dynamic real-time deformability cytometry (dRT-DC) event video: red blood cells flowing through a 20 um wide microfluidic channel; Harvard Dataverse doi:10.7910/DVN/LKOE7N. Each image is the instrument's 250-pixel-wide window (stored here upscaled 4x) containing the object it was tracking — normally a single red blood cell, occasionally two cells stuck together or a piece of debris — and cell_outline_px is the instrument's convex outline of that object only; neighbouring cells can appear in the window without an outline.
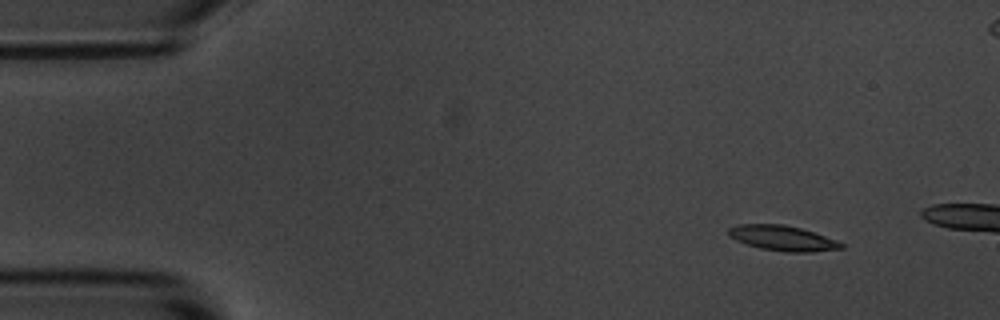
{"species": "common noctule bat (a hibernating species)", "species_latin": "Nyctalus noctula", "temperature_condition": "room temperature", "stored_images_in_passage": 13, "camera_frame_rate_fps": 3000, "um_per_image_px": 0.085, "animal": {"sex": "male", "body_mass_g": 20.1, "forearm_length_mm": 53.5}, "frame": {"image": 1, "passage_image": 3, "time_ms": 0.667, "image_size_px": [1000, 320], "cell_outline_px": [[844, 248], [812, 252], [784, 252], [760, 248], [736, 240], [728, 236], [728, 228], [740, 224], [784, 224], [800, 228], [836, 240], [844, 244]], "centroid_in_image_um": [66.51, 20.24], "position_along_channel_um": 18.5, "area_um2": 16.42}}